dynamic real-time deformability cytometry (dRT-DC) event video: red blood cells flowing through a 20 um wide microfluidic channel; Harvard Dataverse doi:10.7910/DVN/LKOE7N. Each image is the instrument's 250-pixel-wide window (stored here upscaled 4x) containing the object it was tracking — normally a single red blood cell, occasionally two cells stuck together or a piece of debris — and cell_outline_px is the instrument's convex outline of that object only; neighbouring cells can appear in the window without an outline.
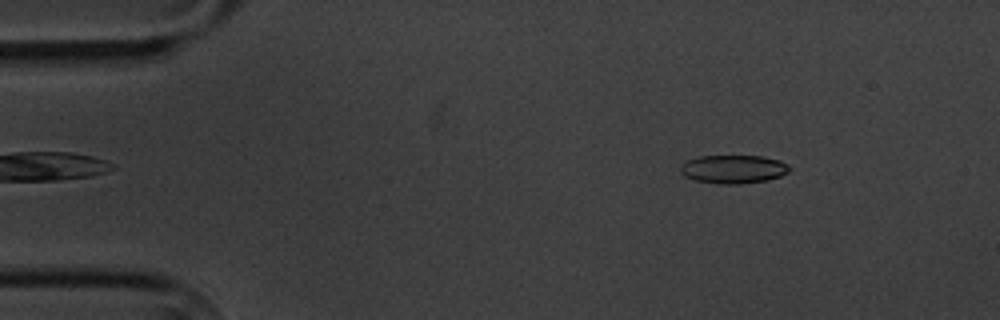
{"species": "common noctule bat (a hibernating species)", "species_latin": "Nyctalus noctula", "temperature_condition": "cold", "stored_images_in_passage": 6, "camera_frame_rate_fps": 3000, "um_per_image_px": 0.085, "animal": {"sex": "male", "body_mass_g": 20.1, "forearm_length_mm": 53.5}, "frame": {"image": 1, "passage_image": 2, "time_ms": 1.333, "image_size_px": [1000, 320], "cell_outline_px": [[792, 168], [788, 172], [780, 176], [768, 180], [740, 184], [720, 184], [696, 180], [684, 176], [680, 172], [680, 164], [688, 160], [700, 156], [764, 156], [780, 160], [788, 164]], "centroid_in_image_um": [62.36, 14.37], "position_along_channel_um": 22.6, "area_um2": 18.21}}
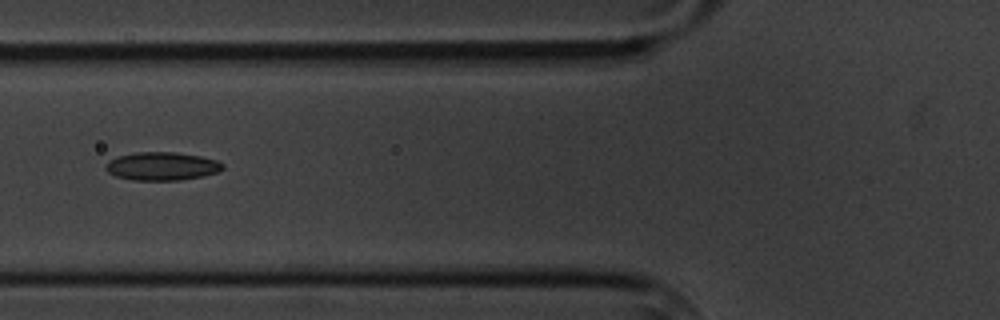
{"frame": {"image": 2, "passage_image": 6, "time_ms": 6.0, "image_size_px": [1000, 320], "cell_outline_px": [[224, 168], [216, 172], [204, 176], [180, 180], [132, 180], [116, 176], [108, 172], [104, 168], [104, 164], [108, 160], [116, 156], [136, 152], [176, 152], [200, 156], [216, 160], [224, 164]], "centroid_in_image_um": [13.72, 14.12], "position_along_channel_um": 112.1, "area_um2": 19.42}}